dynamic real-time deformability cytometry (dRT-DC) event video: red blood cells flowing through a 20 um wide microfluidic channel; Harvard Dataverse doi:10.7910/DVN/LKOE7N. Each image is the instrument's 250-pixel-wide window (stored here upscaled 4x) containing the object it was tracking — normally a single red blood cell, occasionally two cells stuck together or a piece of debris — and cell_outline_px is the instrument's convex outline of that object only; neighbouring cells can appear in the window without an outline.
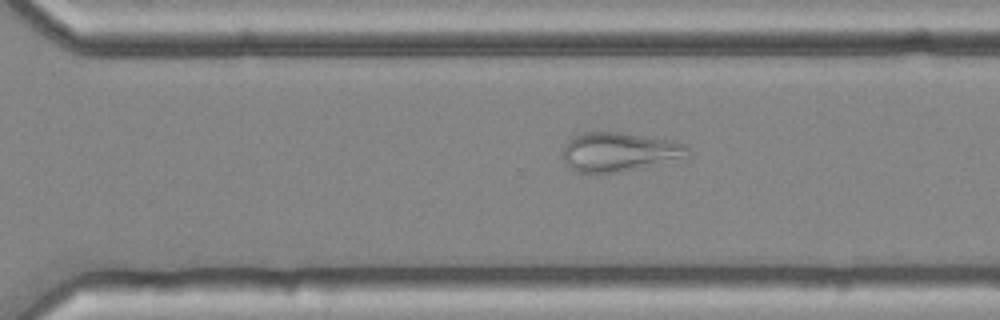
{"species": "common noctule bat (a hibernating species)", "species_latin": "Nyctalus noctula", "temperature_condition": "cold", "stored_images_in_passage": 38, "camera_frame_rate_fps": 3000, "um_per_image_px": 0.085, "animal": {"sex": "female", "body_mass_g": 25.1}, "frame": {"image": 1, "passage_image": 21, "time_ms": 6.667, "image_size_px": [1000, 320], "cell_outline_px": [[688, 148], [676, 156], [620, 172], [580, 172], [564, 164], [564, 148], [568, 140], [580, 132], [616, 132], [672, 140], [684, 144]], "centroid_in_image_um": [52.43, 12.87], "position_along_channel_um": 318.2, "area_um2": 26.82}}
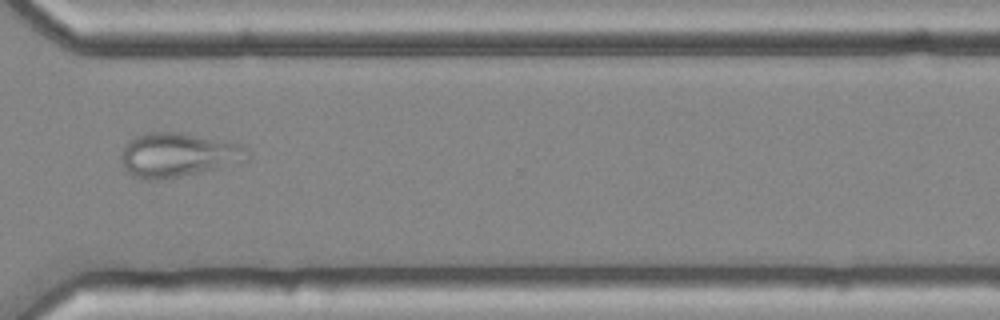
{"frame": {"image": 2, "passage_image": 24, "time_ms": 7.667, "image_size_px": [1000, 320], "cell_outline_px": [[252, 156], [248, 160], [220, 168], [180, 176], [156, 180], [148, 180], [132, 176], [124, 168], [120, 156], [128, 140], [136, 136], [148, 132], [180, 132], [240, 144], [248, 148], [252, 152]], "centroid_in_image_um": [15.17, 13.17], "position_along_channel_um": 355.4, "area_um2": 32.66}}
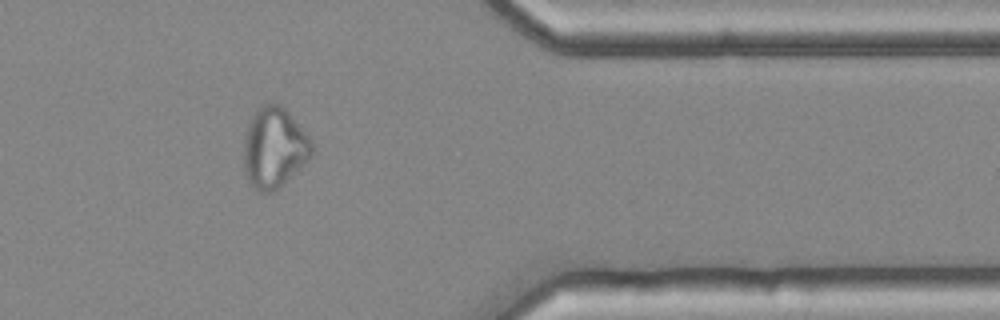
{"frame": {"image": 3, "passage_image": 28, "time_ms": 9.0, "image_size_px": [1000, 320], "cell_outline_px": [[312, 156], [308, 160], [272, 192], [260, 192], [252, 188], [244, 172], [244, 140], [252, 116], [264, 104], [280, 104], [288, 112], [312, 140]], "centroid_in_image_um": [23.29, 12.57], "position_along_channel_um": 388.1, "area_um2": 31.33}}